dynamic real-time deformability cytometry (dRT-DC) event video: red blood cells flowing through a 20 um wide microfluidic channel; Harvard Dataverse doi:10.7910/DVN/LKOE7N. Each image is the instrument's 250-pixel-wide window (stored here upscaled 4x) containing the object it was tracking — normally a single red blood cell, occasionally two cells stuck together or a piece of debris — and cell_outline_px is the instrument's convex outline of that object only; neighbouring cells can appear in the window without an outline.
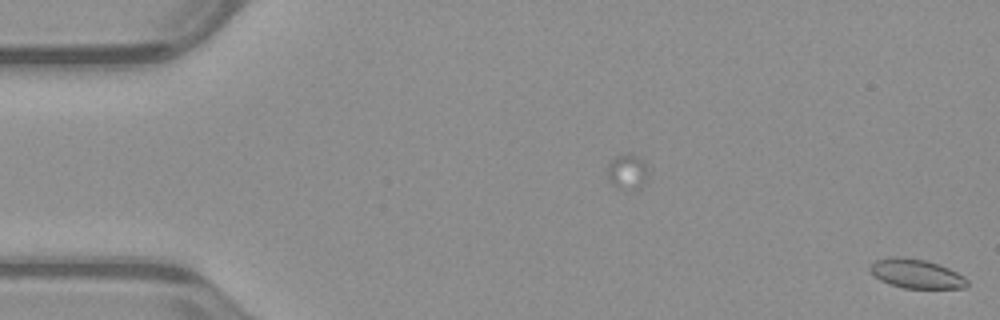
{"species": "common noctule bat (a hibernating species)", "species_latin": "Nyctalus noctula", "temperature_condition": "warm", "stored_images_in_passage": 5, "camera_frame_rate_fps": 3000, "um_per_image_px": 0.085, "animal": {"sex": "male", "body_mass_g": 23.1, "forearm_length_mm": 52.7}, "frame": {"image": 1, "passage_image": 5, "time_ms": 1.333, "image_size_px": [1000, 320], "cell_outline_px": [[968, 284], [964, 288], [904, 288], [880, 280], [868, 268], [876, 260], [892, 256], [900, 256], [924, 260], [940, 264], [964, 276], [968, 280]], "centroid_in_image_um": [77.9, 23.26], "position_along_channel_um": 7.1, "area_um2": 16.36}}